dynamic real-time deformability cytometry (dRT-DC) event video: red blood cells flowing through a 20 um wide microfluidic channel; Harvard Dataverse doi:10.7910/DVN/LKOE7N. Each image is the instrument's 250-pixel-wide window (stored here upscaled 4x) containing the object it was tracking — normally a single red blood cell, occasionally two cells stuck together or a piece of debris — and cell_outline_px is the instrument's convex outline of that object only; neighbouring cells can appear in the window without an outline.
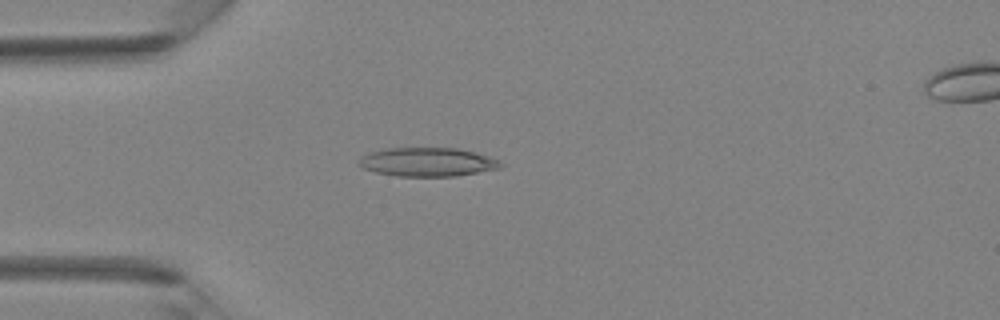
{"species": "Egyptian fruit bat (a non-hibernating species)", "species_latin": "Rousettus aegyptiacus", "temperature_condition": "room temperature", "stored_images_in_passage": 42, "camera_frame_rate_fps": 3000, "um_per_image_px": 0.085, "animal": {"sex": "female"}, "frame": {"image": 1, "passage_image": 12, "time_ms": 3.667, "image_size_px": [1000, 320], "cell_outline_px": [[504, 164], [500, 168], [456, 176], [396, 176], [376, 172], [364, 168], [356, 164], [360, 156], [368, 152], [388, 148], [460, 148], [476, 152], [488, 156]], "centroid_in_image_um": [36.3, 13.76], "position_along_channel_um": 48.7, "area_um2": 23.87}}
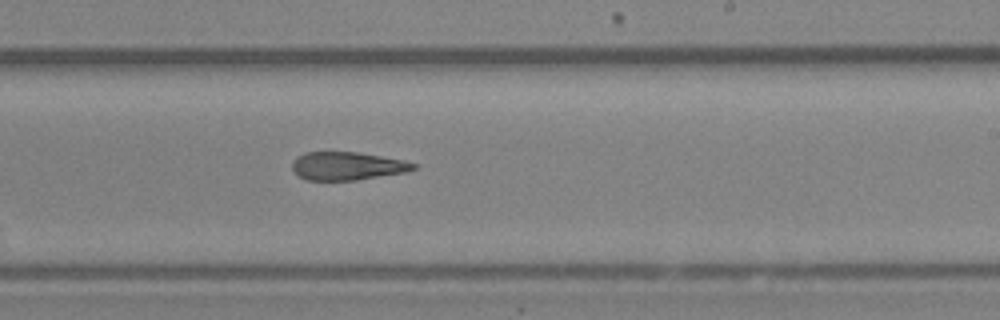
{"frame": {"image": 2, "passage_image": 26, "time_ms": 8.333, "image_size_px": [1000, 320], "cell_outline_px": [[420, 164], [416, 168], [408, 172], [356, 180], [308, 180], [300, 176], [292, 168], [292, 160], [296, 156], [304, 152], [356, 152], [404, 160]], "centroid_in_image_um": [29.55, 14.1], "position_along_channel_um": 259.5, "area_um2": 20.0}}
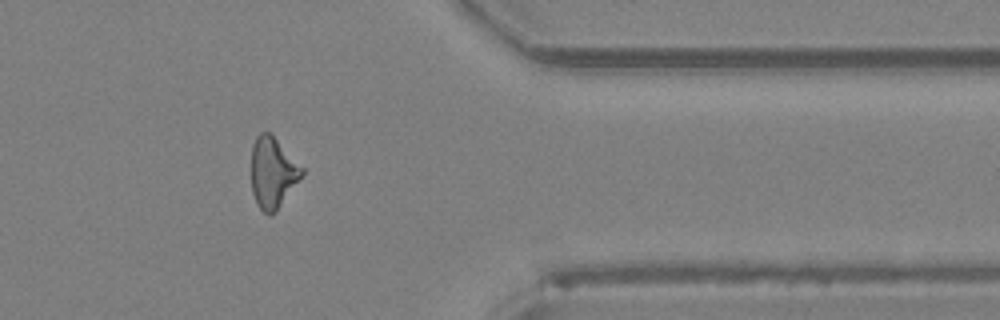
{"frame": {"image": 3, "passage_image": 35, "time_ms": 11.333, "image_size_px": [1000, 320], "cell_outline_px": [[304, 172], [276, 212], [268, 216], [256, 204], [252, 192], [252, 144], [256, 136], [260, 132], [268, 132], [304, 168]], "centroid_in_image_um": [23.16, 14.7], "position_along_channel_um": 388.2, "area_um2": 20.58}}